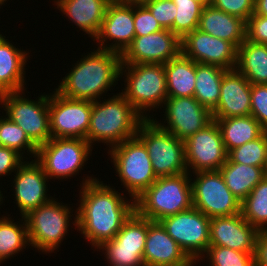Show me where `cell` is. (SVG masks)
<instances>
[{
	"label": "cell",
	"mask_w": 267,
	"mask_h": 266,
	"mask_svg": "<svg viewBox=\"0 0 267 266\" xmlns=\"http://www.w3.org/2000/svg\"><path fill=\"white\" fill-rule=\"evenodd\" d=\"M80 184V201L72 224L96 250L120 231L135 211V200H125L124 194L96 177H83Z\"/></svg>",
	"instance_id": "6da1fadb"
},
{
	"label": "cell",
	"mask_w": 267,
	"mask_h": 266,
	"mask_svg": "<svg viewBox=\"0 0 267 266\" xmlns=\"http://www.w3.org/2000/svg\"><path fill=\"white\" fill-rule=\"evenodd\" d=\"M121 65V54L97 48L72 65L55 90L66 98L97 101L118 84Z\"/></svg>",
	"instance_id": "7a4b0ae2"
},
{
	"label": "cell",
	"mask_w": 267,
	"mask_h": 266,
	"mask_svg": "<svg viewBox=\"0 0 267 266\" xmlns=\"http://www.w3.org/2000/svg\"><path fill=\"white\" fill-rule=\"evenodd\" d=\"M104 100L92 102L86 140L91 146L94 142H102L111 149L135 137L140 123L145 118L120 92Z\"/></svg>",
	"instance_id": "3957f363"
},
{
	"label": "cell",
	"mask_w": 267,
	"mask_h": 266,
	"mask_svg": "<svg viewBox=\"0 0 267 266\" xmlns=\"http://www.w3.org/2000/svg\"><path fill=\"white\" fill-rule=\"evenodd\" d=\"M191 173L159 177L135 199V211L142 217L159 222L193 207Z\"/></svg>",
	"instance_id": "277c9868"
},
{
	"label": "cell",
	"mask_w": 267,
	"mask_h": 266,
	"mask_svg": "<svg viewBox=\"0 0 267 266\" xmlns=\"http://www.w3.org/2000/svg\"><path fill=\"white\" fill-rule=\"evenodd\" d=\"M123 75L125 88L121 94L145 119L152 118L150 111L161 109L168 97L164 64H122L120 78Z\"/></svg>",
	"instance_id": "5b68a950"
},
{
	"label": "cell",
	"mask_w": 267,
	"mask_h": 266,
	"mask_svg": "<svg viewBox=\"0 0 267 266\" xmlns=\"http://www.w3.org/2000/svg\"><path fill=\"white\" fill-rule=\"evenodd\" d=\"M107 153L130 199L135 200L157 180L147 148L137 136L108 149Z\"/></svg>",
	"instance_id": "8992f818"
},
{
	"label": "cell",
	"mask_w": 267,
	"mask_h": 266,
	"mask_svg": "<svg viewBox=\"0 0 267 266\" xmlns=\"http://www.w3.org/2000/svg\"><path fill=\"white\" fill-rule=\"evenodd\" d=\"M136 136L147 148L157 178L188 173L184 141L161 128L153 115L140 123Z\"/></svg>",
	"instance_id": "52a82bcc"
},
{
	"label": "cell",
	"mask_w": 267,
	"mask_h": 266,
	"mask_svg": "<svg viewBox=\"0 0 267 266\" xmlns=\"http://www.w3.org/2000/svg\"><path fill=\"white\" fill-rule=\"evenodd\" d=\"M55 200L53 198L24 216L30 245L46 254L54 252L63 242L74 216L70 214L74 210L68 204Z\"/></svg>",
	"instance_id": "ba28073f"
},
{
	"label": "cell",
	"mask_w": 267,
	"mask_h": 266,
	"mask_svg": "<svg viewBox=\"0 0 267 266\" xmlns=\"http://www.w3.org/2000/svg\"><path fill=\"white\" fill-rule=\"evenodd\" d=\"M24 91L0 94V105L5 116L19 125L29 139L39 147L50 138L49 94H42L36 100L25 98Z\"/></svg>",
	"instance_id": "9c48e42d"
},
{
	"label": "cell",
	"mask_w": 267,
	"mask_h": 266,
	"mask_svg": "<svg viewBox=\"0 0 267 266\" xmlns=\"http://www.w3.org/2000/svg\"><path fill=\"white\" fill-rule=\"evenodd\" d=\"M92 150L93 147L84 139L50 138L38 147L36 160L49 179L65 180L83 170Z\"/></svg>",
	"instance_id": "30bf717a"
},
{
	"label": "cell",
	"mask_w": 267,
	"mask_h": 266,
	"mask_svg": "<svg viewBox=\"0 0 267 266\" xmlns=\"http://www.w3.org/2000/svg\"><path fill=\"white\" fill-rule=\"evenodd\" d=\"M192 174L196 176L191 178L193 207L210 219L241 213V202L226 186L219 170Z\"/></svg>",
	"instance_id": "8fae6325"
},
{
	"label": "cell",
	"mask_w": 267,
	"mask_h": 266,
	"mask_svg": "<svg viewBox=\"0 0 267 266\" xmlns=\"http://www.w3.org/2000/svg\"><path fill=\"white\" fill-rule=\"evenodd\" d=\"M191 259H200L209 247L210 218L191 207L159 221Z\"/></svg>",
	"instance_id": "7c38bea8"
},
{
	"label": "cell",
	"mask_w": 267,
	"mask_h": 266,
	"mask_svg": "<svg viewBox=\"0 0 267 266\" xmlns=\"http://www.w3.org/2000/svg\"><path fill=\"white\" fill-rule=\"evenodd\" d=\"M92 112V102L66 98L56 90L49 94V124L51 138L86 140Z\"/></svg>",
	"instance_id": "4fadbf2b"
},
{
	"label": "cell",
	"mask_w": 267,
	"mask_h": 266,
	"mask_svg": "<svg viewBox=\"0 0 267 266\" xmlns=\"http://www.w3.org/2000/svg\"><path fill=\"white\" fill-rule=\"evenodd\" d=\"M188 172L217 171L228 159L220 129L212 120L203 129L184 141Z\"/></svg>",
	"instance_id": "5bb4252c"
},
{
	"label": "cell",
	"mask_w": 267,
	"mask_h": 266,
	"mask_svg": "<svg viewBox=\"0 0 267 266\" xmlns=\"http://www.w3.org/2000/svg\"><path fill=\"white\" fill-rule=\"evenodd\" d=\"M164 123H158L161 128L172 133L182 141L194 135L208 125L212 119V113L202 106L194 97H167L164 106Z\"/></svg>",
	"instance_id": "9a60e30c"
},
{
	"label": "cell",
	"mask_w": 267,
	"mask_h": 266,
	"mask_svg": "<svg viewBox=\"0 0 267 266\" xmlns=\"http://www.w3.org/2000/svg\"><path fill=\"white\" fill-rule=\"evenodd\" d=\"M181 53V39L171 30L162 29L135 36L121 54L122 64H165Z\"/></svg>",
	"instance_id": "2e32d148"
},
{
	"label": "cell",
	"mask_w": 267,
	"mask_h": 266,
	"mask_svg": "<svg viewBox=\"0 0 267 266\" xmlns=\"http://www.w3.org/2000/svg\"><path fill=\"white\" fill-rule=\"evenodd\" d=\"M181 52L196 63L235 69L237 48L226 40L209 35L198 28L181 40Z\"/></svg>",
	"instance_id": "e0dca14e"
},
{
	"label": "cell",
	"mask_w": 267,
	"mask_h": 266,
	"mask_svg": "<svg viewBox=\"0 0 267 266\" xmlns=\"http://www.w3.org/2000/svg\"><path fill=\"white\" fill-rule=\"evenodd\" d=\"M13 179L15 204L21 217L53 199L47 194L49 178L36 159L24 161L16 170Z\"/></svg>",
	"instance_id": "ac0fdd59"
},
{
	"label": "cell",
	"mask_w": 267,
	"mask_h": 266,
	"mask_svg": "<svg viewBox=\"0 0 267 266\" xmlns=\"http://www.w3.org/2000/svg\"><path fill=\"white\" fill-rule=\"evenodd\" d=\"M134 38V5L110 2L99 33L93 41L98 42L99 49L122 54ZM108 40H113V43L108 44Z\"/></svg>",
	"instance_id": "d6986e66"
},
{
	"label": "cell",
	"mask_w": 267,
	"mask_h": 266,
	"mask_svg": "<svg viewBox=\"0 0 267 266\" xmlns=\"http://www.w3.org/2000/svg\"><path fill=\"white\" fill-rule=\"evenodd\" d=\"M259 230L242 213L210 219L209 245L223 246L244 253H255Z\"/></svg>",
	"instance_id": "ffe728a7"
},
{
	"label": "cell",
	"mask_w": 267,
	"mask_h": 266,
	"mask_svg": "<svg viewBox=\"0 0 267 266\" xmlns=\"http://www.w3.org/2000/svg\"><path fill=\"white\" fill-rule=\"evenodd\" d=\"M211 113L212 118L251 115V83L236 69L224 74L219 102Z\"/></svg>",
	"instance_id": "44dd1931"
},
{
	"label": "cell",
	"mask_w": 267,
	"mask_h": 266,
	"mask_svg": "<svg viewBox=\"0 0 267 266\" xmlns=\"http://www.w3.org/2000/svg\"><path fill=\"white\" fill-rule=\"evenodd\" d=\"M190 260L160 222L148 219V234L143 252L145 266H181Z\"/></svg>",
	"instance_id": "7402d4cb"
},
{
	"label": "cell",
	"mask_w": 267,
	"mask_h": 266,
	"mask_svg": "<svg viewBox=\"0 0 267 266\" xmlns=\"http://www.w3.org/2000/svg\"><path fill=\"white\" fill-rule=\"evenodd\" d=\"M54 3L58 10L93 40L99 33L110 2L108 0H54Z\"/></svg>",
	"instance_id": "603a6c76"
},
{
	"label": "cell",
	"mask_w": 267,
	"mask_h": 266,
	"mask_svg": "<svg viewBox=\"0 0 267 266\" xmlns=\"http://www.w3.org/2000/svg\"><path fill=\"white\" fill-rule=\"evenodd\" d=\"M28 57L29 51L16 48L0 34V94L26 89L25 66L30 59Z\"/></svg>",
	"instance_id": "cb8c5ba5"
},
{
	"label": "cell",
	"mask_w": 267,
	"mask_h": 266,
	"mask_svg": "<svg viewBox=\"0 0 267 266\" xmlns=\"http://www.w3.org/2000/svg\"><path fill=\"white\" fill-rule=\"evenodd\" d=\"M198 29L231 42L236 48L246 39V21L211 4L203 7Z\"/></svg>",
	"instance_id": "d4e9b609"
},
{
	"label": "cell",
	"mask_w": 267,
	"mask_h": 266,
	"mask_svg": "<svg viewBox=\"0 0 267 266\" xmlns=\"http://www.w3.org/2000/svg\"><path fill=\"white\" fill-rule=\"evenodd\" d=\"M219 171L226 186L240 202L267 175V167L234 163L229 158Z\"/></svg>",
	"instance_id": "484cf974"
},
{
	"label": "cell",
	"mask_w": 267,
	"mask_h": 266,
	"mask_svg": "<svg viewBox=\"0 0 267 266\" xmlns=\"http://www.w3.org/2000/svg\"><path fill=\"white\" fill-rule=\"evenodd\" d=\"M168 97H194L196 62L182 52L164 64Z\"/></svg>",
	"instance_id": "4316f807"
},
{
	"label": "cell",
	"mask_w": 267,
	"mask_h": 266,
	"mask_svg": "<svg viewBox=\"0 0 267 266\" xmlns=\"http://www.w3.org/2000/svg\"><path fill=\"white\" fill-rule=\"evenodd\" d=\"M216 121L227 153L232 149L260 137L265 130L251 115L229 118H212Z\"/></svg>",
	"instance_id": "83f0119b"
},
{
	"label": "cell",
	"mask_w": 267,
	"mask_h": 266,
	"mask_svg": "<svg viewBox=\"0 0 267 266\" xmlns=\"http://www.w3.org/2000/svg\"><path fill=\"white\" fill-rule=\"evenodd\" d=\"M235 69L251 84H267V45L246 38L237 48Z\"/></svg>",
	"instance_id": "f1b7e54d"
},
{
	"label": "cell",
	"mask_w": 267,
	"mask_h": 266,
	"mask_svg": "<svg viewBox=\"0 0 267 266\" xmlns=\"http://www.w3.org/2000/svg\"><path fill=\"white\" fill-rule=\"evenodd\" d=\"M227 71L219 66L196 63L194 98L210 112L217 107L222 78Z\"/></svg>",
	"instance_id": "f546056e"
},
{
	"label": "cell",
	"mask_w": 267,
	"mask_h": 266,
	"mask_svg": "<svg viewBox=\"0 0 267 266\" xmlns=\"http://www.w3.org/2000/svg\"><path fill=\"white\" fill-rule=\"evenodd\" d=\"M7 216L0 217V264L30 244L25 218L21 217V224L20 221L11 220L10 215Z\"/></svg>",
	"instance_id": "4dcf8cb0"
},
{
	"label": "cell",
	"mask_w": 267,
	"mask_h": 266,
	"mask_svg": "<svg viewBox=\"0 0 267 266\" xmlns=\"http://www.w3.org/2000/svg\"><path fill=\"white\" fill-rule=\"evenodd\" d=\"M241 213L259 231L267 230V175L241 202Z\"/></svg>",
	"instance_id": "1f68e13d"
},
{
	"label": "cell",
	"mask_w": 267,
	"mask_h": 266,
	"mask_svg": "<svg viewBox=\"0 0 267 266\" xmlns=\"http://www.w3.org/2000/svg\"><path fill=\"white\" fill-rule=\"evenodd\" d=\"M1 115V114H0ZM0 146L16 150L22 156L27 152L36 159L38 147L29 139L25 131L8 117L0 116ZM25 150H27L25 152ZM23 151V152H22Z\"/></svg>",
	"instance_id": "d6a6232c"
},
{
	"label": "cell",
	"mask_w": 267,
	"mask_h": 266,
	"mask_svg": "<svg viewBox=\"0 0 267 266\" xmlns=\"http://www.w3.org/2000/svg\"><path fill=\"white\" fill-rule=\"evenodd\" d=\"M177 11L174 19V34L181 40L199 26L203 5L195 0H172Z\"/></svg>",
	"instance_id": "836d02e7"
},
{
	"label": "cell",
	"mask_w": 267,
	"mask_h": 266,
	"mask_svg": "<svg viewBox=\"0 0 267 266\" xmlns=\"http://www.w3.org/2000/svg\"><path fill=\"white\" fill-rule=\"evenodd\" d=\"M228 158L234 163L267 167V131L257 139L232 149Z\"/></svg>",
	"instance_id": "e575fe53"
},
{
	"label": "cell",
	"mask_w": 267,
	"mask_h": 266,
	"mask_svg": "<svg viewBox=\"0 0 267 266\" xmlns=\"http://www.w3.org/2000/svg\"><path fill=\"white\" fill-rule=\"evenodd\" d=\"M147 234L148 219L134 211L112 240L119 246L145 247Z\"/></svg>",
	"instance_id": "d590c367"
},
{
	"label": "cell",
	"mask_w": 267,
	"mask_h": 266,
	"mask_svg": "<svg viewBox=\"0 0 267 266\" xmlns=\"http://www.w3.org/2000/svg\"><path fill=\"white\" fill-rule=\"evenodd\" d=\"M145 247L119 246L112 239L105 241L97 249L106 255L108 264L115 266H145L143 252Z\"/></svg>",
	"instance_id": "8d00e7d4"
},
{
	"label": "cell",
	"mask_w": 267,
	"mask_h": 266,
	"mask_svg": "<svg viewBox=\"0 0 267 266\" xmlns=\"http://www.w3.org/2000/svg\"><path fill=\"white\" fill-rule=\"evenodd\" d=\"M254 254L236 251L223 246L209 245L199 261L207 258L208 262H210L209 266H255Z\"/></svg>",
	"instance_id": "74e56055"
},
{
	"label": "cell",
	"mask_w": 267,
	"mask_h": 266,
	"mask_svg": "<svg viewBox=\"0 0 267 266\" xmlns=\"http://www.w3.org/2000/svg\"><path fill=\"white\" fill-rule=\"evenodd\" d=\"M163 29L174 33V19L176 16V5L172 0H149L144 4Z\"/></svg>",
	"instance_id": "f35d334b"
},
{
	"label": "cell",
	"mask_w": 267,
	"mask_h": 266,
	"mask_svg": "<svg viewBox=\"0 0 267 266\" xmlns=\"http://www.w3.org/2000/svg\"><path fill=\"white\" fill-rule=\"evenodd\" d=\"M251 116L267 131V84H251Z\"/></svg>",
	"instance_id": "ab89813d"
},
{
	"label": "cell",
	"mask_w": 267,
	"mask_h": 266,
	"mask_svg": "<svg viewBox=\"0 0 267 266\" xmlns=\"http://www.w3.org/2000/svg\"><path fill=\"white\" fill-rule=\"evenodd\" d=\"M134 27L135 36H145L163 29L144 4L134 5Z\"/></svg>",
	"instance_id": "60d3db41"
},
{
	"label": "cell",
	"mask_w": 267,
	"mask_h": 266,
	"mask_svg": "<svg viewBox=\"0 0 267 266\" xmlns=\"http://www.w3.org/2000/svg\"><path fill=\"white\" fill-rule=\"evenodd\" d=\"M255 0H212L211 5L228 14L240 17L248 21L249 17L254 13Z\"/></svg>",
	"instance_id": "b9f144b4"
},
{
	"label": "cell",
	"mask_w": 267,
	"mask_h": 266,
	"mask_svg": "<svg viewBox=\"0 0 267 266\" xmlns=\"http://www.w3.org/2000/svg\"><path fill=\"white\" fill-rule=\"evenodd\" d=\"M246 38L267 45V16L253 13L246 22Z\"/></svg>",
	"instance_id": "7bdbcfd3"
},
{
	"label": "cell",
	"mask_w": 267,
	"mask_h": 266,
	"mask_svg": "<svg viewBox=\"0 0 267 266\" xmlns=\"http://www.w3.org/2000/svg\"><path fill=\"white\" fill-rule=\"evenodd\" d=\"M24 160L25 157L16 150L0 146V177L16 172Z\"/></svg>",
	"instance_id": "ee69618b"
},
{
	"label": "cell",
	"mask_w": 267,
	"mask_h": 266,
	"mask_svg": "<svg viewBox=\"0 0 267 266\" xmlns=\"http://www.w3.org/2000/svg\"><path fill=\"white\" fill-rule=\"evenodd\" d=\"M255 266H267V230L259 231L256 238Z\"/></svg>",
	"instance_id": "f6af8a7d"
},
{
	"label": "cell",
	"mask_w": 267,
	"mask_h": 266,
	"mask_svg": "<svg viewBox=\"0 0 267 266\" xmlns=\"http://www.w3.org/2000/svg\"><path fill=\"white\" fill-rule=\"evenodd\" d=\"M254 13L256 15L267 16V0H255Z\"/></svg>",
	"instance_id": "bcb514c9"
},
{
	"label": "cell",
	"mask_w": 267,
	"mask_h": 266,
	"mask_svg": "<svg viewBox=\"0 0 267 266\" xmlns=\"http://www.w3.org/2000/svg\"><path fill=\"white\" fill-rule=\"evenodd\" d=\"M149 0H120V3L131 4V5H143Z\"/></svg>",
	"instance_id": "7dc6e473"
},
{
	"label": "cell",
	"mask_w": 267,
	"mask_h": 266,
	"mask_svg": "<svg viewBox=\"0 0 267 266\" xmlns=\"http://www.w3.org/2000/svg\"><path fill=\"white\" fill-rule=\"evenodd\" d=\"M196 263H199L198 259H191L189 262H187L186 264L181 265V266H194V265H196Z\"/></svg>",
	"instance_id": "c3c4849f"
},
{
	"label": "cell",
	"mask_w": 267,
	"mask_h": 266,
	"mask_svg": "<svg viewBox=\"0 0 267 266\" xmlns=\"http://www.w3.org/2000/svg\"><path fill=\"white\" fill-rule=\"evenodd\" d=\"M199 3H201L204 7L211 4L212 0H195Z\"/></svg>",
	"instance_id": "681fc988"
},
{
	"label": "cell",
	"mask_w": 267,
	"mask_h": 266,
	"mask_svg": "<svg viewBox=\"0 0 267 266\" xmlns=\"http://www.w3.org/2000/svg\"><path fill=\"white\" fill-rule=\"evenodd\" d=\"M1 192L2 191L0 190V204L3 203V198H5V197H3V194Z\"/></svg>",
	"instance_id": "f907efd6"
},
{
	"label": "cell",
	"mask_w": 267,
	"mask_h": 266,
	"mask_svg": "<svg viewBox=\"0 0 267 266\" xmlns=\"http://www.w3.org/2000/svg\"><path fill=\"white\" fill-rule=\"evenodd\" d=\"M7 0H0V6H2ZM1 8V7H0Z\"/></svg>",
	"instance_id": "816d5d0a"
},
{
	"label": "cell",
	"mask_w": 267,
	"mask_h": 266,
	"mask_svg": "<svg viewBox=\"0 0 267 266\" xmlns=\"http://www.w3.org/2000/svg\"><path fill=\"white\" fill-rule=\"evenodd\" d=\"M109 2H119L120 0H108Z\"/></svg>",
	"instance_id": "f5cc1de1"
}]
</instances>
